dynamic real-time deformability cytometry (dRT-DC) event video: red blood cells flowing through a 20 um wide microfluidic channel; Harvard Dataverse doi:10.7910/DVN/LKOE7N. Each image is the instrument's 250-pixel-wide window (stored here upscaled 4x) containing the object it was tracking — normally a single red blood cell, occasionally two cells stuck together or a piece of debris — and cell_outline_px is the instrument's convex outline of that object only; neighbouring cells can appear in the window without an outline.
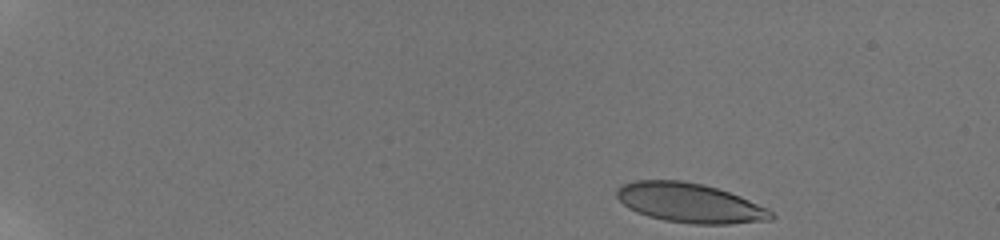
{"species": "human", "species_latin": "Homo sapiens", "temperature_condition": "room temperature", "stored_images_in_passage": 49, "camera_frame_rate_fps": 3000, "um_per_image_px": 0.085, "donor": {"sex": "male"}, "frame": {"image": 1, "passage_image": 1, "time_ms": 0.0, "image_size_px": [1000, 240], "cell_outline_px": [[776, 216], [772, 220], [728, 224], [692, 224], [664, 220], [648, 216], [636, 212], [628, 208], [616, 196], [616, 188], [620, 184], [636, 180], [680, 180], [704, 184], [740, 196], [768, 208]], "centroid_in_image_um": [58.62, 17.24], "position_along_channel_um": 26.4, "area_um2": 35.72}}
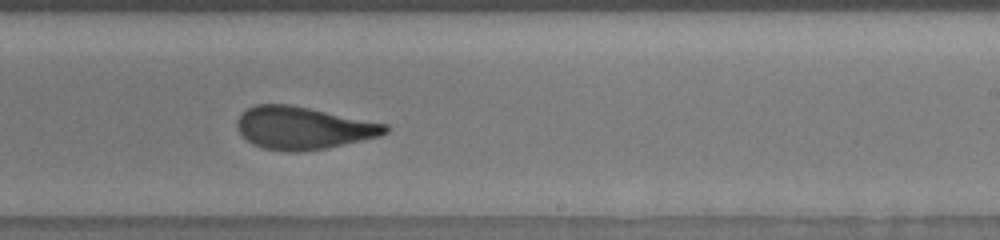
{"frame": {"image": 2, "passage_image": 31, "time_ms": 10.0, "image_size_px": [1000, 240], "cell_outline_px": [[388, 132], [380, 136], [328, 148], [304, 152], [288, 152], [264, 148], [252, 144], [240, 132], [236, 124], [236, 120], [248, 108], [256, 104], [288, 104], [388, 124]], "centroid_in_image_um": [25.78, 10.89], "position_along_channel_um": 263.2, "area_um2": 36.59}}
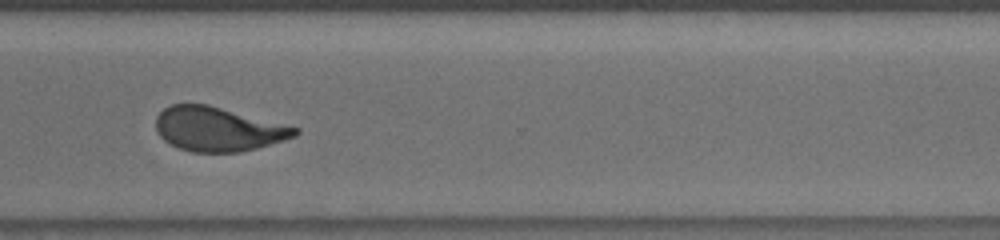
{"frame": {"image": 3, "passage_image": 38, "time_ms": 12.333, "image_size_px": [1000, 240], "cell_outline_px": [[300, 132], [296, 136], [284, 140], [256, 148], [240, 152], [192, 152], [180, 148], [164, 140], [160, 136], [156, 128], [156, 116], [164, 108], [172, 104], [208, 104], [300, 128]], "centroid_in_image_um": [18.54, 10.97], "position_along_channel_um": 352.1, "area_um2": 35.72}, "authors_computed_cell_mechanics": {"area_um2": 36.4718, "velocity_mm_per_s": 3.8001, "shape_relaxation_time_tau1_ms": 6.2411, "shape_relaxation_time_tau2_ms": 1.29, "deformation_change_tau1": 0.2025, "deformation_change_tau2": 0.0787}}